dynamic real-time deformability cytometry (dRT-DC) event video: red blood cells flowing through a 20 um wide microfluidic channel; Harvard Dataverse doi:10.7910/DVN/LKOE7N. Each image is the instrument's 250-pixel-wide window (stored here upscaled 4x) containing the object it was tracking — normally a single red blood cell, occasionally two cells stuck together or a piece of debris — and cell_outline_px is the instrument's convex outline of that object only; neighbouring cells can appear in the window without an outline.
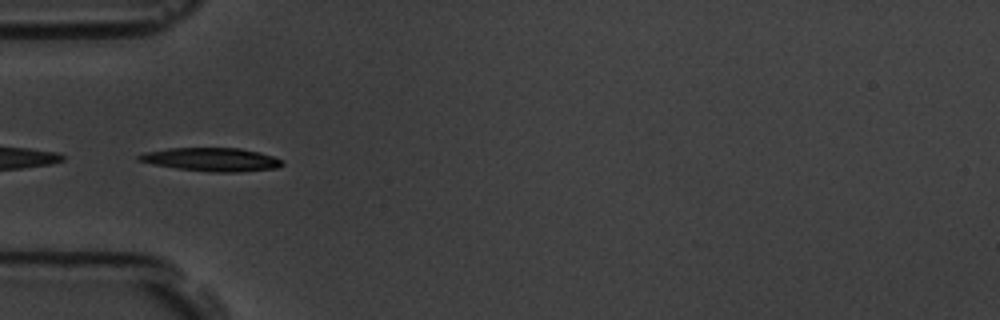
{"species": "common noctule bat (a hibernating species)", "species_latin": "Nyctalus noctula", "temperature_condition": "room temperature", "stored_images_in_passage": 55, "camera_frame_rate_fps": 3000, "um_per_image_px": 0.085, "animal": {"sex": "male", "body_mass_g": 19.5, "forearm_length_mm": 54.6}, "frame": {"image": 1, "passage_image": 17, "time_ms": 5.333, "image_size_px": [1000, 320], "cell_outline_px": [[284, 164], [276, 168], [240, 172], [208, 172], [176, 168], [152, 164], [136, 160], [136, 156], [144, 152], [168, 148], [240, 148], [260, 152], [284, 160]], "centroid_in_image_um": [17.97, 13.56], "position_along_channel_um": 67.0, "area_um2": 19.77}}
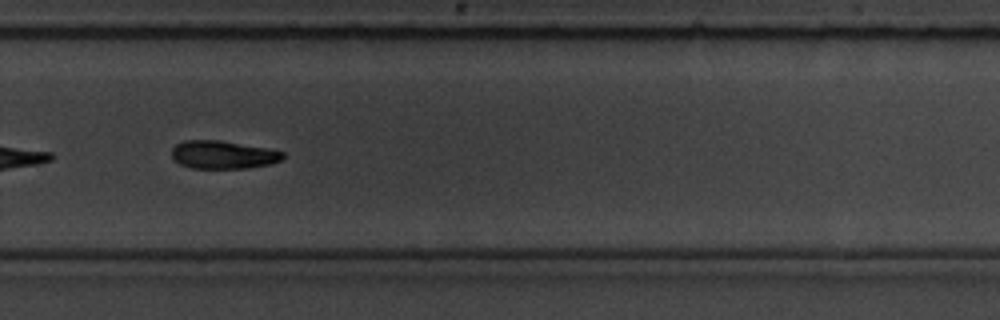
{"frame": {"image": 2, "passage_image": 37, "time_ms": 12.0, "image_size_px": [1000, 320], "cell_outline_px": [[284, 156], [280, 160], [268, 164], [244, 168], [192, 168], [180, 164], [172, 156], [172, 148], [176, 144], [184, 140], [220, 140], [268, 148], [284, 152]], "centroid_in_image_um": [18.94, 13.14], "position_along_channel_um": 310.9, "area_um2": 18.03}}
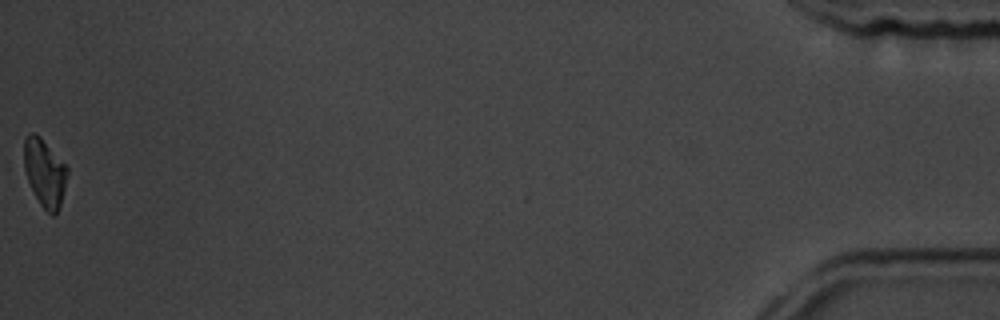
{"frame": {"image": 3, "passage_image": 55, "time_ms": 18.0, "image_size_px": [1000, 320], "cell_outline_px": [[68, 172], [60, 204], [56, 212], [52, 216], [40, 204], [28, 180], [24, 168], [24, 140], [28, 132], [32, 132], [40, 136], [68, 168]], "centroid_in_image_um": [3.78, 14.64], "position_along_channel_um": 431.4, "area_um2": 16.7}, "authors_computed_cell_mechanics": {"area_um2": 19.2474, "velocity_mm_per_s": 3.6733, "shape_relaxation_time_tau1_ms": 3.838, "shape_relaxation_time_tau2_ms": null, "deformation_change_tau1": 0.1248, "deformation_change_tau2": null}}